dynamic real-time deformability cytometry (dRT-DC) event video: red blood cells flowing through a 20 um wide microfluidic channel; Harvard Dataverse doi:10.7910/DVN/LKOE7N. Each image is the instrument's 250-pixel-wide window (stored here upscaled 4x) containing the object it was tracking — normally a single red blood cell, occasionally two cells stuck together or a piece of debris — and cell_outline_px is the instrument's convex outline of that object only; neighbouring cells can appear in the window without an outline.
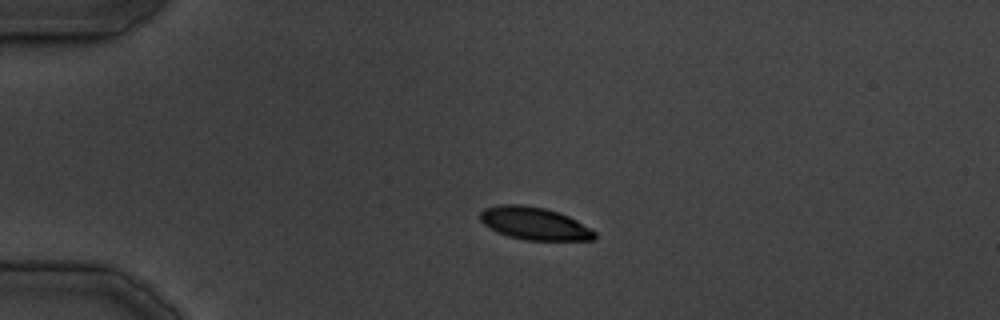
{"species": "common noctule bat (a hibernating species)", "species_latin": "Nyctalus noctula", "temperature_condition": "cold", "stored_images_in_passage": 9, "camera_frame_rate_fps": 3000, "um_per_image_px": 0.085, "animal": {"sex": "male", "body_mass_g": 19.5, "forearm_length_mm": 54.6}, "frame": {"image": 1, "passage_image": 1, "time_ms": 0.0, "image_size_px": [1000, 320], "cell_outline_px": [[596, 240], [524, 240], [508, 236], [496, 232], [488, 228], [480, 220], [480, 212], [484, 208], [500, 204], [520, 204], [544, 208], [560, 212], [576, 220], [596, 232]], "centroid_in_image_um": [45.4, 18.99], "position_along_channel_um": 39.6, "area_um2": 21.91}}
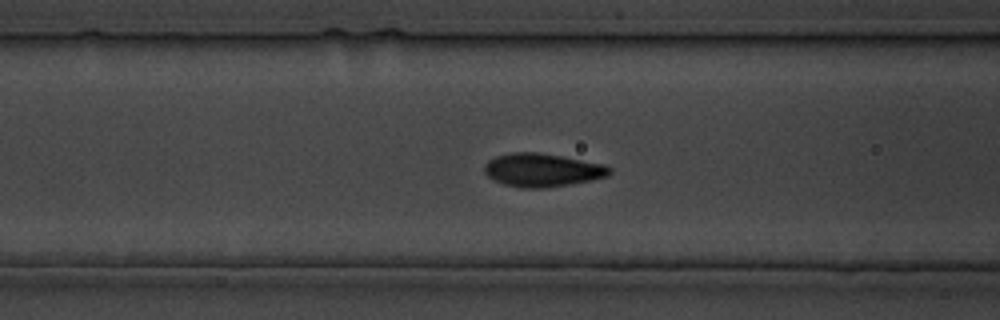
{"frame": {"image": 2, "passage_image": 8, "time_ms": 8.333, "image_size_px": [1000, 320], "cell_outline_px": [[612, 172], [608, 176], [592, 180], [544, 188], [520, 188], [504, 184], [492, 180], [484, 172], [484, 164], [488, 160], [496, 156], [512, 152], [536, 152], [560, 156], [604, 164], [612, 168]], "centroid_in_image_um": [46.07, 14.46], "position_along_channel_um": 120.5, "area_um2": 24.33}}